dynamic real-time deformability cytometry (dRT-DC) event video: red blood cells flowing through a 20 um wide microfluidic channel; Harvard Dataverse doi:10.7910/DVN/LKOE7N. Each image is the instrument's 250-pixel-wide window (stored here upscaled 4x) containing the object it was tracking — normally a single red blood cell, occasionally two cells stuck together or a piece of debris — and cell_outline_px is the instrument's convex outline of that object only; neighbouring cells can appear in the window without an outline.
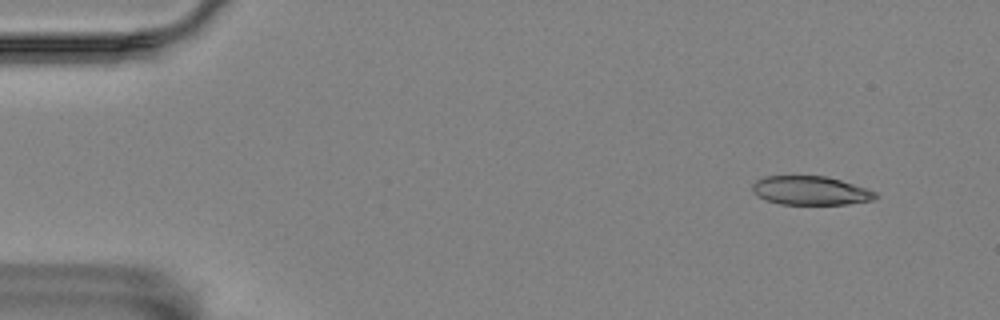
{"species": "Egyptian fruit bat (a non-hibernating species)", "species_latin": "Rousettus aegyptiacus", "temperature_condition": "room temperature", "stored_images_in_passage": 12, "camera_frame_rate_fps": 3000, "um_per_image_px": 0.085, "animal": {"sex": "female"}, "frame": {"image": 1, "passage_image": 1, "time_ms": 0.0, "image_size_px": [1000, 320], "cell_outline_px": [[876, 196], [872, 200], [848, 204], [780, 204], [764, 200], [752, 192], [752, 184], [756, 180], [764, 176], [828, 176], [876, 192]], "centroid_in_image_um": [68.82, 16.2], "position_along_channel_um": 16.2, "area_um2": 20.58}}